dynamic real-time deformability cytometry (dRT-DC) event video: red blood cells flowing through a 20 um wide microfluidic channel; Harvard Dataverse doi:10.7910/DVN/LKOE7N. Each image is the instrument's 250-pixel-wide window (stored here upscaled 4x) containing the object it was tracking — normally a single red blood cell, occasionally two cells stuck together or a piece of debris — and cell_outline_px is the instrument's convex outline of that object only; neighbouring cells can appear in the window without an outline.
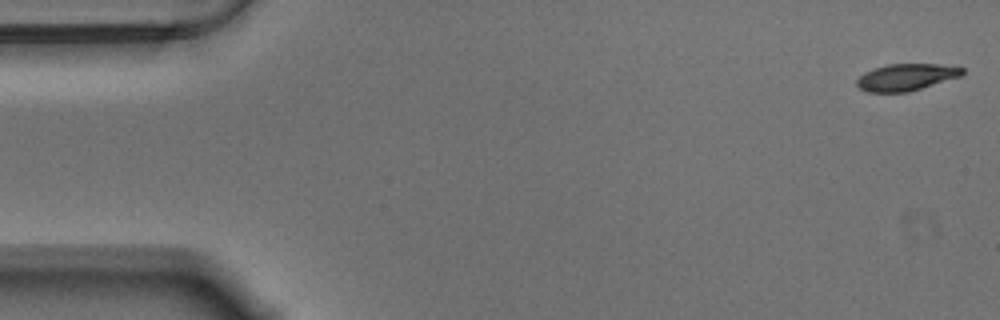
{"species": "Egyptian fruit bat (a non-hibernating species)", "species_latin": "Rousettus aegyptiacus", "temperature_condition": "warm", "stored_images_in_passage": 57, "camera_frame_rate_fps": 3000, "um_per_image_px": 0.085, "animal": {"sex": "male"}, "frame": {"image": 1, "passage_image": 1, "time_ms": 0.0, "image_size_px": [1000, 320], "cell_outline_px": [[964, 72], [960, 76], [908, 92], [868, 92], [860, 88], [856, 84], [856, 80], [864, 72], [872, 68], [888, 64], [936, 64], [964, 68]], "centroid_in_image_um": [76.98, 6.55], "position_along_channel_um": 8.0, "area_um2": 16.36}}
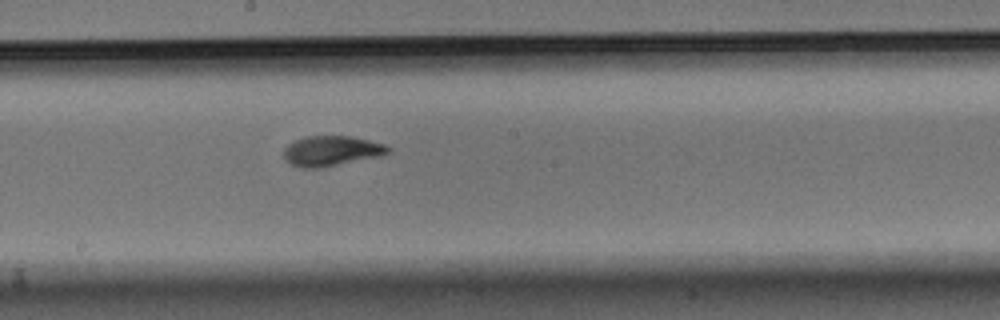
{"frame": {"image": 2, "passage_image": 30, "time_ms": 9.667, "image_size_px": [1000, 320], "cell_outline_px": [[392, 148], [388, 152], [380, 156], [324, 168], [300, 168], [284, 160], [284, 148], [288, 144], [304, 136], [352, 136], [384, 144]], "centroid_in_image_um": [28.16, 12.84], "position_along_channel_um": 220.0, "area_um2": 18.5}}
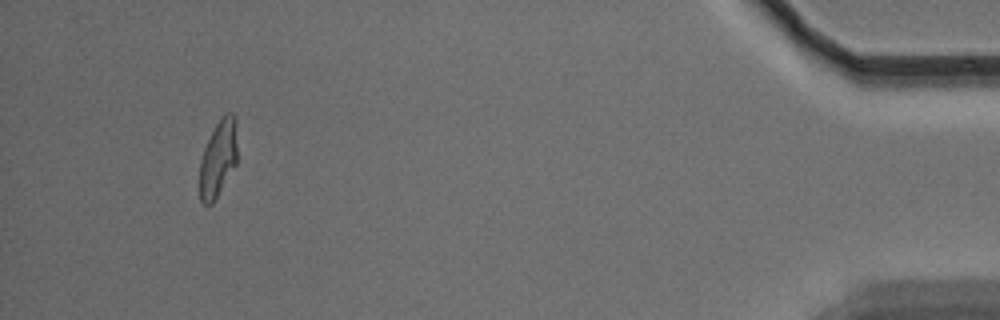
{"frame": {"image": 3, "passage_image": 53, "time_ms": 17.333, "image_size_px": [1000, 320], "cell_outline_px": [[236, 164], [212, 204], [204, 204], [200, 200], [200, 160], [204, 148], [220, 116], [224, 112], [232, 112], [236, 116]], "centroid_in_image_um": [18.55, 13.42], "position_along_channel_um": 416.7, "area_um2": 16.76}, "authors_computed_cell_mechanics": {"area_um2": 17.8024, "velocity_mm_per_s": 3.5187, "shape_relaxation_time_tau1_ms": 4.5465, "shape_relaxation_time_tau2_ms": 1.488, "deformation_change_tau1": 0.1914, "deformation_change_tau2": 0.0644}}